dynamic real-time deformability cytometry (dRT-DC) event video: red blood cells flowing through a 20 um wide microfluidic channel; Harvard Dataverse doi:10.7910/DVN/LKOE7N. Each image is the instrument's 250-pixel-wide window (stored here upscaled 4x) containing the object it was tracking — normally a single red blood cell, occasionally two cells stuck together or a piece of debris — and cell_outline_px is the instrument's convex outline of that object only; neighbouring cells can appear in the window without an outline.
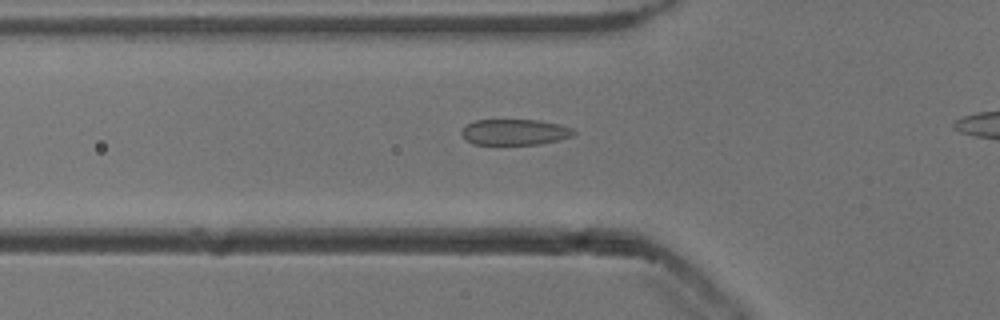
{"species": "common noctule bat (a hibernating species)", "species_latin": "Nyctalus noctula", "temperature_condition": "cold", "stored_images_in_passage": 35, "camera_frame_rate_fps": 3000, "um_per_image_px": 0.085, "animal": {"sex": "male", "body_mass_g": 13.3}, "frame": {"image": 1, "passage_image": 10, "time_ms": 3.0, "image_size_px": [1000, 320], "cell_outline_px": [[576, 132], [572, 136], [540, 144], [472, 144], [460, 132], [468, 124], [476, 120], [536, 120], [556, 124], [572, 128]], "centroid_in_image_um": [43.75, 11.23], "position_along_channel_um": 82.1, "area_um2": 16.53}}
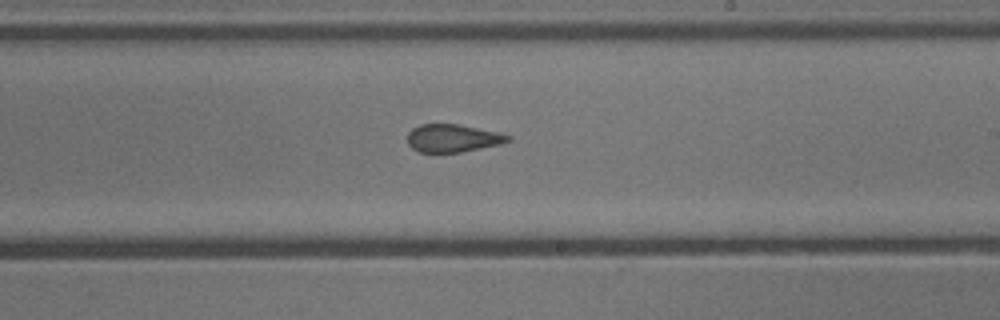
{"frame": {"image": 2, "passage_image": 23, "time_ms": 7.333, "image_size_px": [1000, 320], "cell_outline_px": [[512, 140], [500, 144], [460, 152], [420, 152], [412, 148], [408, 144], [408, 132], [412, 128], [420, 124], [460, 124], [496, 132], [512, 136]], "centroid_in_image_um": [38.47, 11.74], "position_along_channel_um": 250.5, "area_um2": 16.24}}
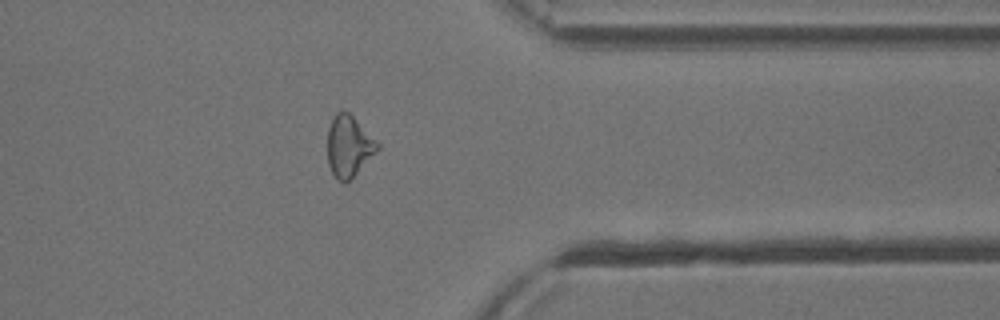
{"frame": {"image": 3, "passage_image": 34, "time_ms": 11.0, "image_size_px": [1000, 320], "cell_outline_px": [[380, 148], [344, 184], [336, 180], [328, 164], [328, 128], [336, 112], [340, 108], [348, 112], [380, 144]], "centroid_in_image_um": [29.63, 12.41], "position_along_channel_um": 381.8, "area_um2": 17.57}}